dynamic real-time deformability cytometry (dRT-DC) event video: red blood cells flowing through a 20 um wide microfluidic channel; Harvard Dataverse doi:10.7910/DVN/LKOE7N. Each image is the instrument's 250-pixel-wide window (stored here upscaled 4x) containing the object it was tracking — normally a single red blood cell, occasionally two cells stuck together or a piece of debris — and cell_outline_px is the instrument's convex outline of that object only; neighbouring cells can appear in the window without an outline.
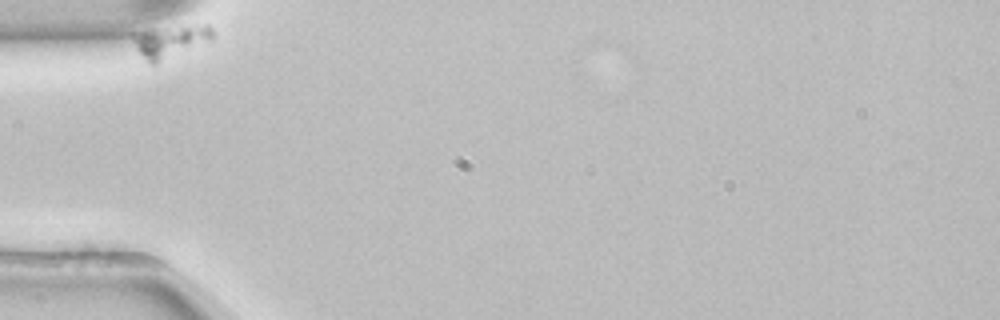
{"species": "common noctule bat (a hibernating species)", "species_latin": "Nyctalus noctula", "temperature_condition": "room temperature", "stored_images_in_passage": 41, "camera_frame_rate_fps": 3000, "um_per_image_px": 0.085, "animal": {"sex": "female", "body_mass_g": 22.7, "forearm_length_mm": 54.2}, "frame": {"image": 1, "passage_image": 1, "time_ms": 0.0, "image_size_px": [1000, 320], "cell_outline_px": [[212, 40], [156, 64], [148, 64], [136, 48], [132, 40], [132, 36], [144, 32], [204, 24], [208, 24], [212, 28]], "centroid_in_image_um": [14.51, 3.56], "position_along_channel_um": 70.5, "area_um2": 14.33}}
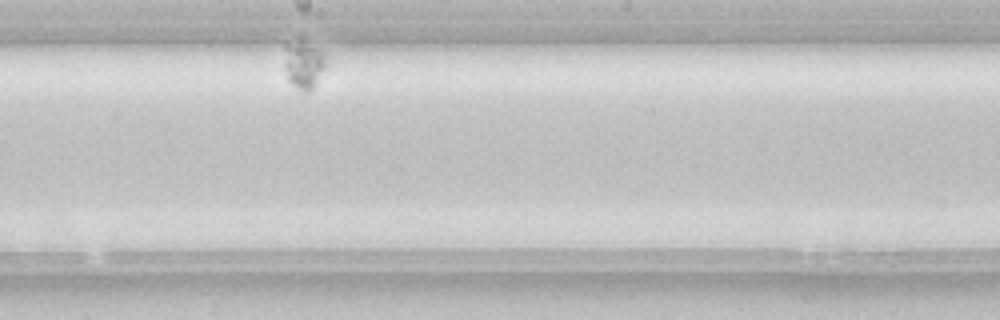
{"frame": {"image": 2, "passage_image": 24, "time_ms": 7.667, "image_size_px": [1000, 320], "cell_outline_px": [[324, 68], [312, 88], [308, 92], [300, 92], [288, 80], [284, 44], [284, 40], [300, 36], [304, 36], [324, 52]], "centroid_in_image_um": [25.78, 5.33], "position_along_channel_um": 222.4, "area_um2": 12.14}}